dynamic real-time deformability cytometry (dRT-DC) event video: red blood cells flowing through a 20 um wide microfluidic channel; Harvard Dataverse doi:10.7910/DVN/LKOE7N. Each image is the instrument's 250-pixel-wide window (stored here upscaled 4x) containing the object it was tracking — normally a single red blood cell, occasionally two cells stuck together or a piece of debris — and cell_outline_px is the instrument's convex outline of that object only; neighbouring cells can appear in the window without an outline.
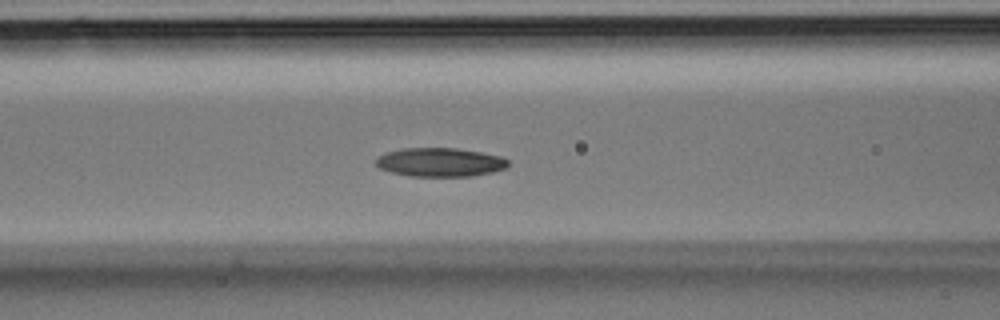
{"species": "Egyptian fruit bat (a non-hibernating species)", "species_latin": "Rousettus aegyptiacus", "temperature_condition": "room temperature", "stored_images_in_passage": 30, "camera_frame_rate_fps": 3000, "um_per_image_px": 0.085, "animal": {"sex": "male"}, "frame": {"image": 1, "passage_image": 8, "time_ms": 2.333, "image_size_px": [1000, 320], "cell_outline_px": [[508, 164], [504, 168], [492, 172], [472, 176], [412, 176], [392, 172], [380, 168], [376, 164], [376, 156], [384, 152], [400, 148], [456, 148], [480, 152], [500, 156], [508, 160]], "centroid_in_image_um": [37.36, 13.78], "position_along_channel_um": 129.2, "area_um2": 22.14}}
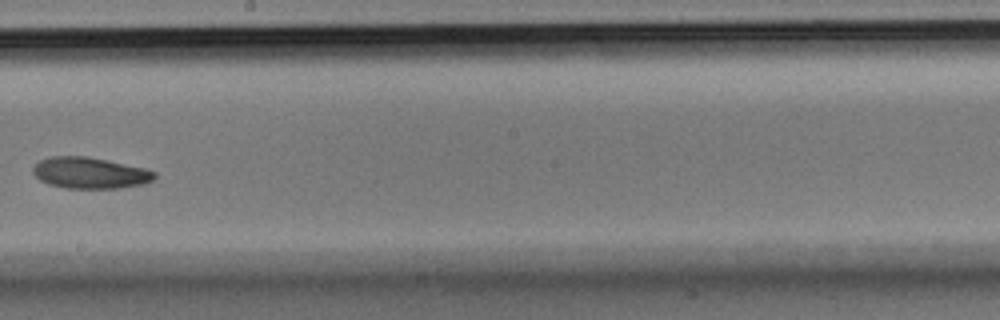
{"frame": {"image": 2, "passage_image": 14, "time_ms": 4.333, "image_size_px": [1000, 320], "cell_outline_px": [[156, 176], [152, 180], [144, 184], [120, 188], [68, 188], [48, 184], [40, 180], [32, 172], [32, 168], [40, 160], [52, 156], [88, 156], [148, 168], [156, 172]], "centroid_in_image_um": [7.68, 14.69], "position_along_channel_um": 240.5, "area_um2": 22.31}}
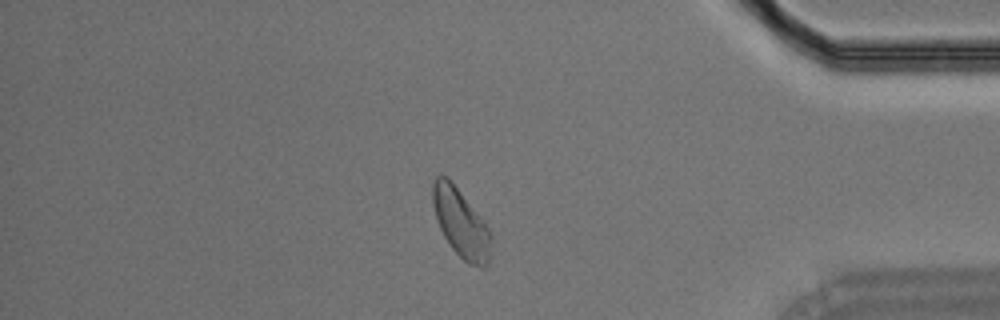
{"frame": {"image": 3, "passage_image": 24, "time_ms": 7.667, "image_size_px": [1000, 320], "cell_outline_px": [[492, 240], [488, 264], [484, 268], [480, 268], [468, 264], [452, 248], [444, 236], [436, 220], [432, 204], [432, 180], [436, 176], [444, 176], [456, 188], [480, 216], [488, 228], [492, 236]], "centroid_in_image_um": [39.17, 19.01], "position_along_channel_um": 396.0, "area_um2": 23.0}}